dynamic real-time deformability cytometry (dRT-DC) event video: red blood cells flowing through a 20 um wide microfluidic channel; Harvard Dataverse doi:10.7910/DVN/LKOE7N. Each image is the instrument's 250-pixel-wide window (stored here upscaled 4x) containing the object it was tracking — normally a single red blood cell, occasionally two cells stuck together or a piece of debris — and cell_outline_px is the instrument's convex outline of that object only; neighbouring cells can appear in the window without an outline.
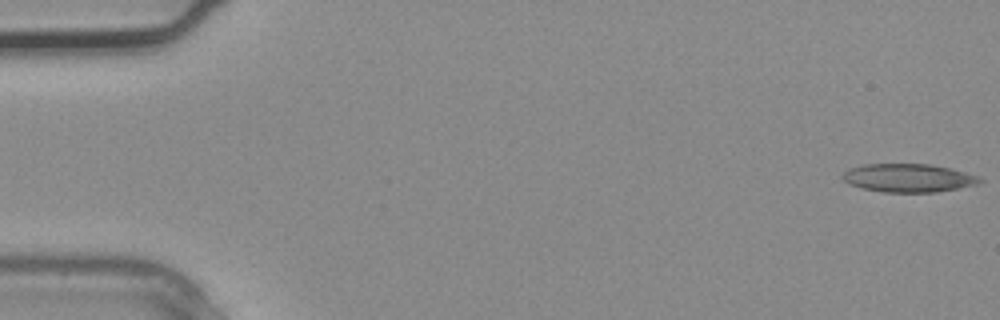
{"species": "common noctule bat (a hibernating species)", "species_latin": "Nyctalus noctula", "temperature_condition": "warm", "stored_images_in_passage": 3, "camera_frame_rate_fps": 3000, "um_per_image_px": 0.085, "animal": {"sex": "male", "body_mass_g": 20.4}, "frame": {"image": 1, "passage_image": 1, "time_ms": 0.0, "image_size_px": [1000, 320], "cell_outline_px": [[984, 180], [980, 184], [936, 192], [884, 192], [864, 188], [848, 184], [840, 176], [848, 168], [864, 164], [928, 164], [952, 168], [980, 176]], "centroid_in_image_um": [77.24, 15.12], "position_along_channel_um": 7.8, "area_um2": 22.83}}
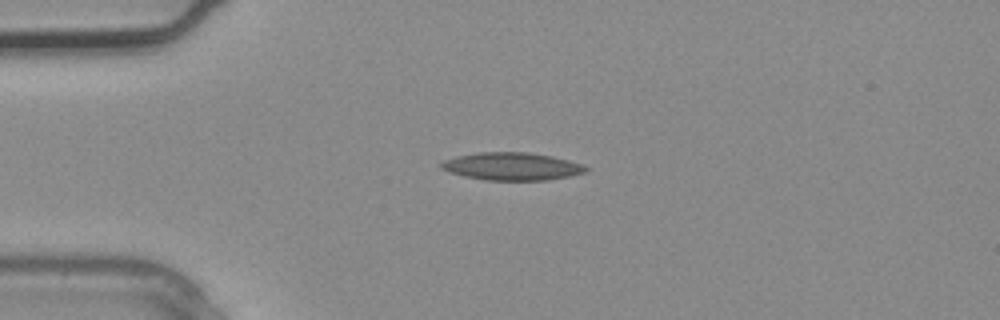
{"frame": {"image": 2, "passage_image": 3, "time_ms": 0.667, "image_size_px": [1000, 320], "cell_outline_px": [[592, 168], [584, 172], [568, 176], [548, 180], [484, 180], [464, 176], [448, 172], [440, 168], [440, 164], [444, 160], [456, 156], [480, 152], [528, 152], [552, 156], [568, 160]], "centroid_in_image_um": [43.49, 14.14], "position_along_channel_um": 41.5, "area_um2": 23.35}}